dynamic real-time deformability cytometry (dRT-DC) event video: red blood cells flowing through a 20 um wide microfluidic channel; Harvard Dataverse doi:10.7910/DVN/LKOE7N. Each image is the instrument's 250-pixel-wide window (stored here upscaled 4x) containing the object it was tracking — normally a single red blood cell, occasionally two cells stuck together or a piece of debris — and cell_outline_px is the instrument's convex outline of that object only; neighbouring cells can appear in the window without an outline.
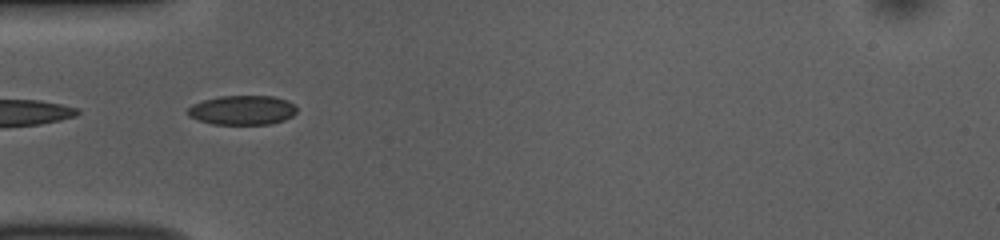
{"species": "common noctule bat (a hibernating species)", "species_latin": "Nyctalus noctula", "temperature_condition": "room temperature", "stored_images_in_passage": 15, "camera_frame_rate_fps": 3000, "um_per_image_px": 0.085, "animal": {"sex": "female", "body_mass_g": 10.0, "forearm_length_mm": 53.1}, "frame": {"image": 1, "passage_image": 1, "time_ms": 0.0, "image_size_px": [1000, 240], "cell_outline_px": [[296, 112], [292, 116], [284, 120], [272, 124], [212, 124], [188, 116], [188, 108], [192, 104], [204, 100], [220, 96], [272, 96], [288, 100], [296, 108]], "centroid_in_image_um": [20.6, 9.36], "position_along_channel_um": 64.4, "area_um2": 18.61}}